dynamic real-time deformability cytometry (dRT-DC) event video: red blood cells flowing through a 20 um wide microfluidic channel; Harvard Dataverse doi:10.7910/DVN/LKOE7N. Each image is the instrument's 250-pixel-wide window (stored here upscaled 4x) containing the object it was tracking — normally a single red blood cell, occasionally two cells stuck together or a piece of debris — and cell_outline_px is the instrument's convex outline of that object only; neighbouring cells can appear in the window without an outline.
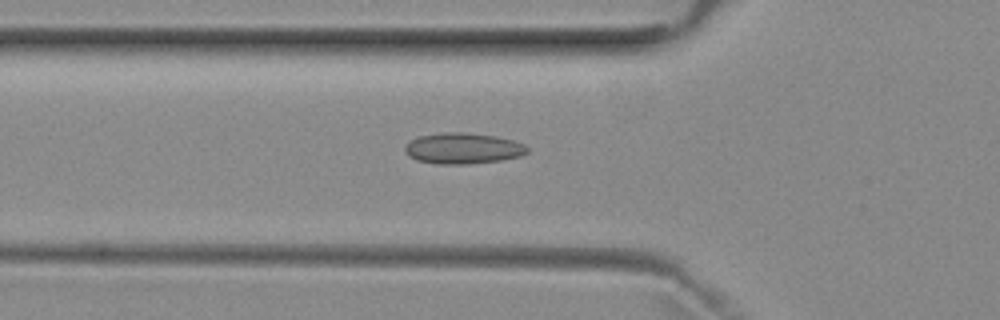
{"species": "common noctule bat (a hibernating species)", "species_latin": "Nyctalus noctula", "temperature_condition": "room temperature", "stored_images_in_passage": 52, "camera_frame_rate_fps": 3000, "um_per_image_px": 0.085, "animal": {"sex": "female", "body_mass_g": 29.2, "forearm_length_mm": 56.3}, "frame": {"image": 1, "passage_image": 18, "time_ms": 5.667, "image_size_px": [1000, 320], "cell_outline_px": [[528, 152], [520, 156], [500, 160], [468, 164], [436, 164], [416, 160], [408, 156], [404, 152], [404, 148], [412, 140], [420, 136], [444, 132], [464, 132], [496, 136], [512, 140], [524, 144], [528, 148]], "centroid_in_image_um": [39.34, 12.61], "position_along_channel_um": 86.5, "area_um2": 22.02}}
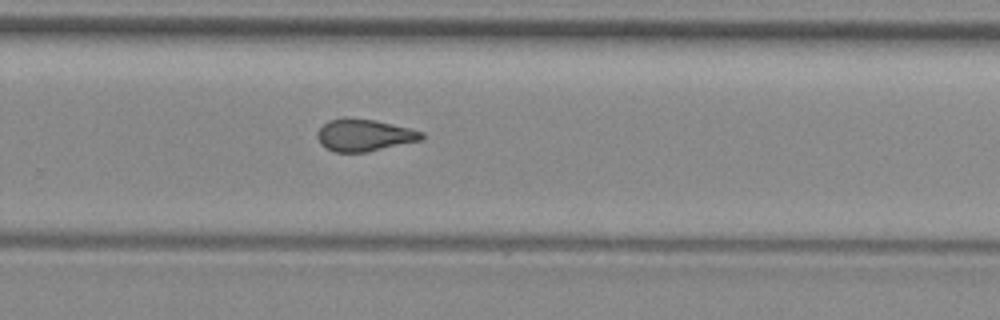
{"frame": {"image": 2, "passage_image": 34, "time_ms": 11.0, "image_size_px": [1000, 320], "cell_outline_px": [[424, 140], [364, 152], [332, 152], [320, 144], [316, 136], [316, 132], [328, 120], [344, 116], [376, 120], [424, 132]], "centroid_in_image_um": [30.93, 11.47], "position_along_channel_um": 298.9, "area_um2": 19.77}}
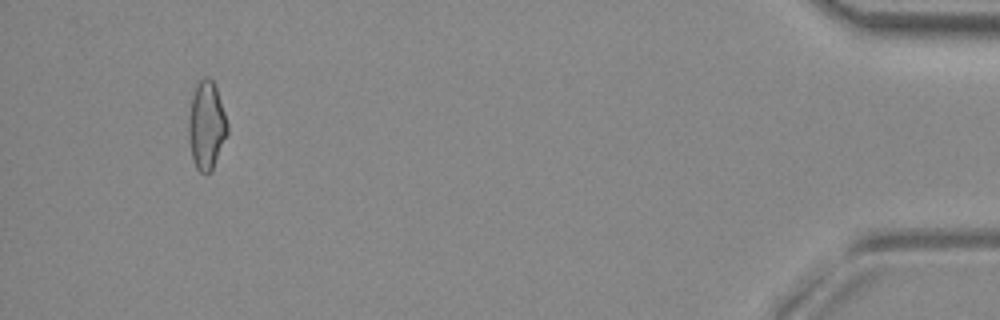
{"frame": {"image": 3, "passage_image": 49, "time_ms": 16.0, "image_size_px": [1000, 320], "cell_outline_px": [[228, 132], [212, 172], [204, 176], [196, 168], [192, 160], [188, 136], [188, 120], [192, 96], [196, 84], [204, 76], [208, 76], [212, 80], [216, 88], [228, 124]], "centroid_in_image_um": [17.54, 10.71], "position_along_channel_um": 417.7, "area_um2": 20.17}, "authors_computed_cell_mechanics": {"area_um2": 20.2011, "velocity_mm_per_s": 3.975, "shape_relaxation_time_tau1_ms": null, "shape_relaxation_time_tau2_ms": 2.0711, "deformation_change_tau1": null, "deformation_change_tau2": 0.0979}}